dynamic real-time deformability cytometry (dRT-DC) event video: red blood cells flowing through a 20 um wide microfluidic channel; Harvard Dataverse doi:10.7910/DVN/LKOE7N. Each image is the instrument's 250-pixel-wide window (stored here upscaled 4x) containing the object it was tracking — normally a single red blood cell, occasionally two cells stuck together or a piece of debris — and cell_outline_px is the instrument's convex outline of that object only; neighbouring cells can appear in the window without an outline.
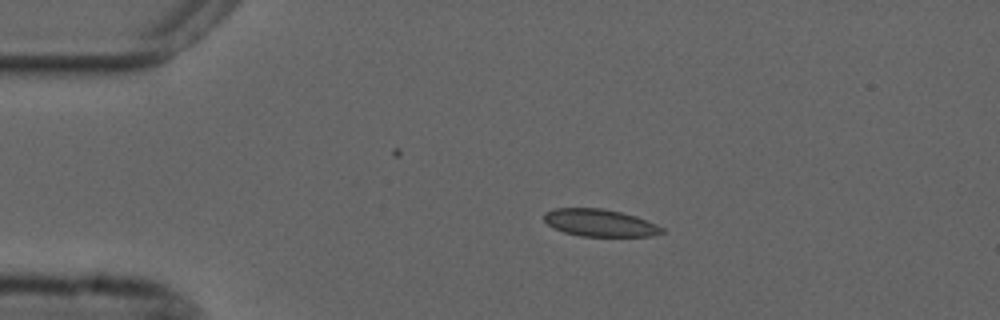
{"species": "common noctule bat (a hibernating species)", "species_latin": "Nyctalus noctula", "temperature_condition": "cold", "stored_images_in_passage": 17, "camera_frame_rate_fps": 3000, "um_per_image_px": 0.085, "animal": {"sex": "male", "forearm_length_mm": 52.5}, "frame": {"image": 1, "passage_image": 11, "time_ms": 3.333, "image_size_px": [1000, 320], "cell_outline_px": [[664, 232], [652, 236], [580, 236], [564, 232], [552, 228], [544, 220], [544, 212], [556, 208], [600, 208], [620, 212], [636, 216], [656, 224], [664, 228]], "centroid_in_image_um": [50.97, 18.94], "position_along_channel_um": 34.0, "area_um2": 18.73}}
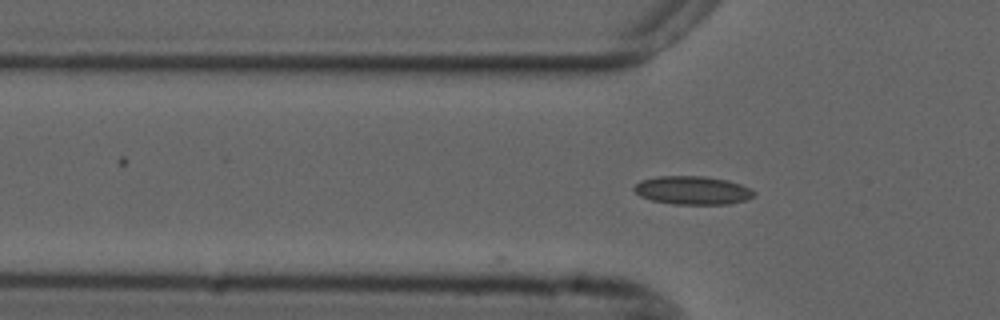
{"frame": {"image": 2, "passage_image": 17, "time_ms": 5.333, "image_size_px": [1000, 320], "cell_outline_px": [[756, 196], [744, 200], [728, 204], [672, 204], [652, 200], [640, 196], [632, 188], [640, 180], [656, 176], [704, 176], [728, 180], [740, 184], [756, 192]], "centroid_in_image_um": [58.85, 16.17], "position_along_channel_um": 66.9, "area_um2": 19.88}}